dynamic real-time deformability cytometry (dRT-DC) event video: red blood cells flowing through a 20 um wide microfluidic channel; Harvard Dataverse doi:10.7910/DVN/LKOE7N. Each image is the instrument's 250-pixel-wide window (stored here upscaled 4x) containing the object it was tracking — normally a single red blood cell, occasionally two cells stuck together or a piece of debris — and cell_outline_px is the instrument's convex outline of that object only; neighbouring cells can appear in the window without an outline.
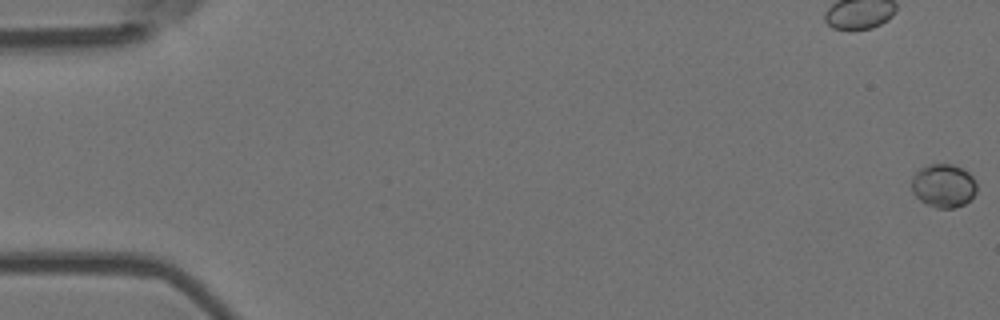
{"species": "Egyptian fruit bat (a non-hibernating species)", "species_latin": "Rousettus aegyptiacus", "temperature_condition": "room temperature", "stored_images_in_passage": 57, "camera_frame_rate_fps": 3000, "um_per_image_px": 0.085, "animal": {"sex": "female"}, "frame": {"image": 1, "passage_image": 1, "time_ms": 0.0, "image_size_px": [1000, 320], "cell_outline_px": [[976, 192], [964, 204], [952, 208], [936, 208], [924, 204], [912, 192], [912, 176], [920, 168], [932, 164], [952, 164], [968, 172], [972, 176], [976, 184]], "centroid_in_image_um": [80.17, 15.79], "position_along_channel_um": 4.8, "area_um2": 16.42}}
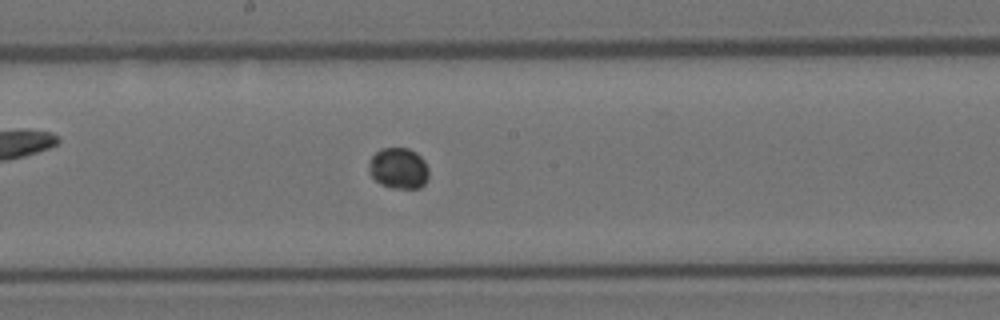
{"frame": {"image": 2, "passage_image": 31, "time_ms": 10.0, "image_size_px": [1000, 320], "cell_outline_px": [[428, 180], [420, 188], [392, 188], [380, 184], [368, 172], [368, 160], [380, 148], [408, 148], [416, 152], [424, 160], [428, 168]], "centroid_in_image_um": [33.87, 14.3], "position_along_channel_um": 214.3, "area_um2": 14.51}}
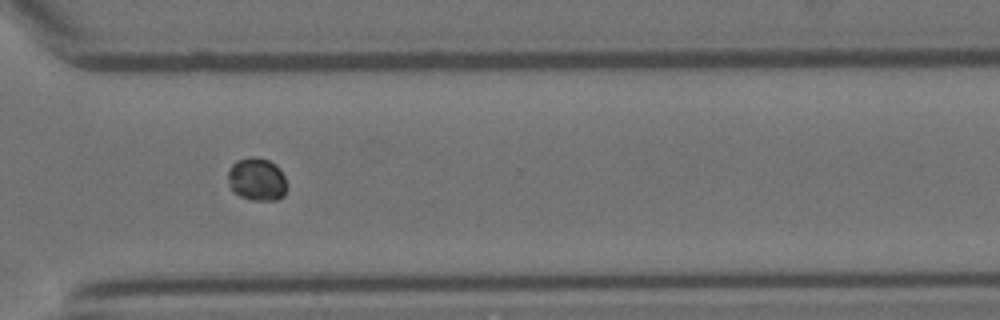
{"frame": {"image": 3, "passage_image": 42, "time_ms": 13.667, "image_size_px": [1000, 320], "cell_outline_px": [[284, 196], [276, 200], [252, 200], [240, 196], [228, 184], [228, 172], [232, 164], [236, 160], [252, 156], [256, 156], [268, 160], [276, 164], [280, 168], [284, 176]], "centroid_in_image_um": [21.82, 15.22], "position_along_channel_um": 348.8, "area_um2": 14.62}}